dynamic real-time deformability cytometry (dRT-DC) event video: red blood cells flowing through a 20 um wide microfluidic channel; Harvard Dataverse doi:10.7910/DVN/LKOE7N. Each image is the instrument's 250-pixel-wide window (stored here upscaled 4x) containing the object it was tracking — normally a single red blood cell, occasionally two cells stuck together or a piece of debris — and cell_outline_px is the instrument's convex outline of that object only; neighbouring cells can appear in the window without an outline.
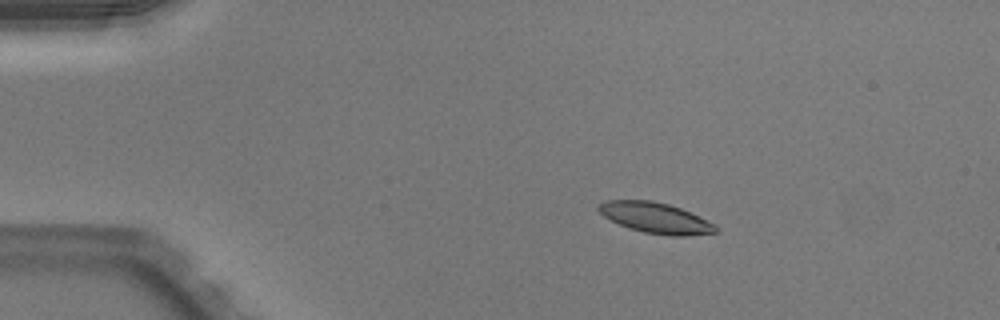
{"species": "Egyptian fruit bat (a non-hibernating species)", "species_latin": "Rousettus aegyptiacus", "temperature_condition": "warm", "stored_images_in_passage": 44, "camera_frame_rate_fps": 3000, "um_per_image_px": 0.085, "animal": {"sex": "male"}, "frame": {"image": 1, "passage_image": 2, "time_ms": 0.333, "image_size_px": [1000, 320], "cell_outline_px": [[720, 232], [688, 236], [672, 236], [644, 232], [628, 228], [604, 216], [596, 208], [604, 200], [652, 200], [668, 204], [680, 208], [716, 224], [720, 228]], "centroid_in_image_um": [55.77, 18.53], "position_along_channel_um": 29.2, "area_um2": 20.98}}
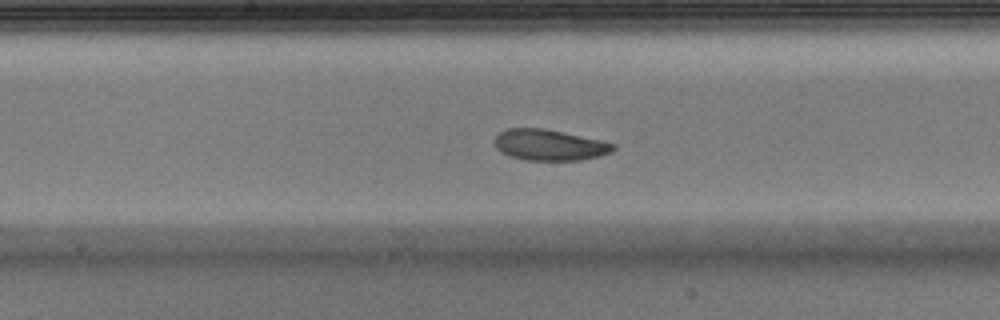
{"frame": {"image": 2, "passage_image": 20, "time_ms": 6.333, "image_size_px": [1000, 320], "cell_outline_px": [[616, 148], [612, 152], [600, 156], [580, 160], [528, 160], [508, 156], [500, 152], [496, 148], [496, 136], [500, 132], [508, 128], [544, 128], [600, 140], [616, 144]], "centroid_in_image_um": [46.72, 12.33], "position_along_channel_um": 201.5, "area_um2": 21.39}}
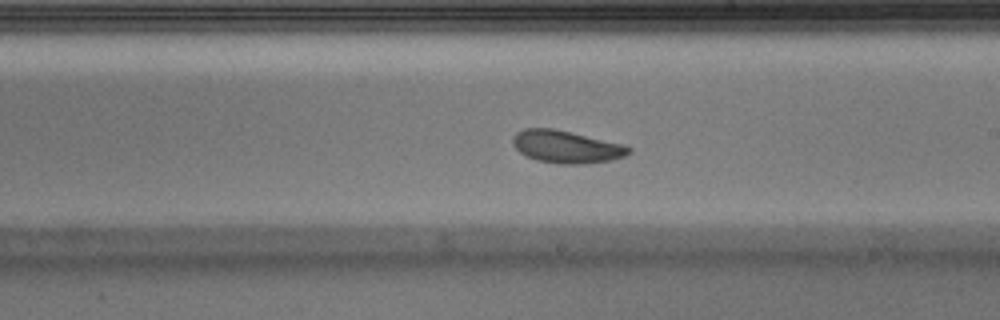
{"frame": {"image": 3, "passage_image": 23, "time_ms": 7.333, "image_size_px": [1000, 320], "cell_outline_px": [[632, 152], [624, 156], [612, 160], [584, 164], [556, 164], [536, 160], [520, 152], [512, 144], [512, 136], [516, 132], [524, 128], [552, 128], [624, 144], [632, 148]], "centroid_in_image_um": [48.14, 12.48], "position_along_channel_um": 240.9, "area_um2": 22.08}, "authors_computed_cell_mechanics": {"area_um2": 21.9351, "velocity_mm_per_s": 3.9497, "shape_relaxation_time_tau1_ms": 3.2703, "shape_relaxation_time_tau2_ms": 5.5294, "deformation_change_tau1": 0.1357, "deformation_change_tau2": 0.1311}}